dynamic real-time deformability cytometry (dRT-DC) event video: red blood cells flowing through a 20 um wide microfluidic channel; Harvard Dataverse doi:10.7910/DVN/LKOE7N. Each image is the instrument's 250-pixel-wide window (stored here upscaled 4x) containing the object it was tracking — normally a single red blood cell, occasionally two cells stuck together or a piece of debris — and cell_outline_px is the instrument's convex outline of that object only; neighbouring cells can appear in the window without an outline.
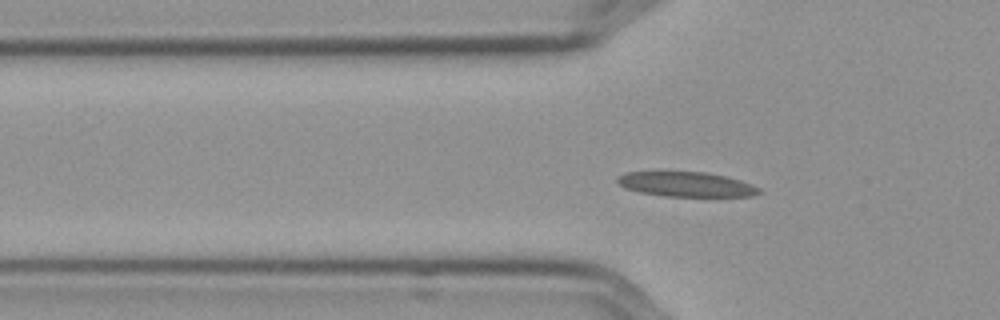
{"species": "Egyptian fruit bat (a non-hibernating species)", "species_latin": "Rousettus aegyptiacus", "temperature_condition": "cold", "stored_images_in_passage": 56, "camera_frame_rate_fps": 3000, "um_per_image_px": 0.085, "frame": {"image": 1, "passage_image": 17, "time_ms": 5.333, "image_size_px": [1000, 320], "cell_outline_px": [[764, 192], [756, 196], [664, 196], [640, 192], [624, 188], [616, 180], [624, 172], [704, 172], [724, 176], [740, 180], [752, 184], [760, 188]], "centroid_in_image_um": [58.38, 15.67], "position_along_channel_um": 67.4, "area_um2": 20.4}}
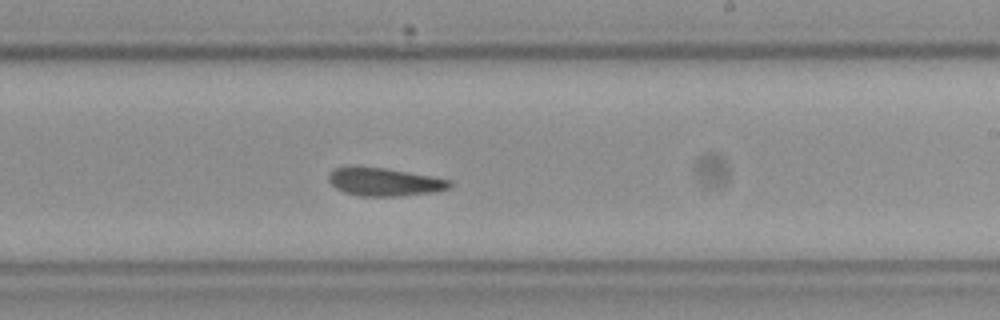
{"frame": {"image": 2, "passage_image": 33, "time_ms": 10.667, "image_size_px": [1000, 320], "cell_outline_px": [[452, 184], [448, 188], [436, 192], [400, 196], [360, 196], [344, 192], [336, 188], [328, 180], [328, 172], [332, 168], [352, 164], [356, 164], [384, 168], [428, 176], [448, 180]], "centroid_in_image_um": [32.55, 15.43], "position_along_channel_um": 256.5, "area_um2": 20.11}}
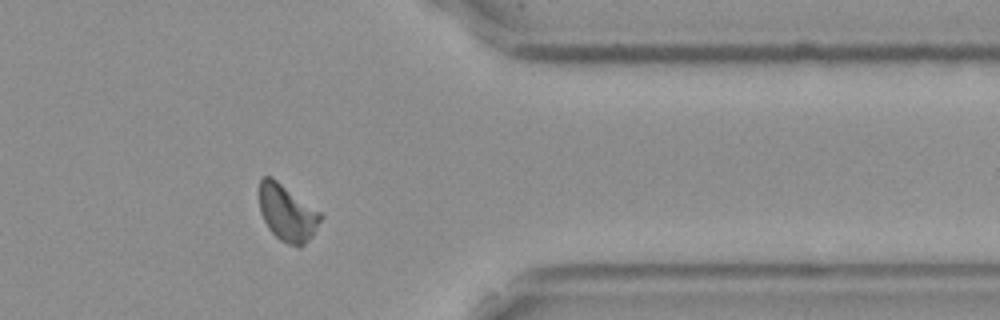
{"frame": {"image": 3, "passage_image": 45, "time_ms": 14.667, "image_size_px": [1000, 320], "cell_outline_px": [[324, 216], [312, 236], [300, 248], [288, 244], [280, 240], [268, 228], [260, 212], [260, 180], [264, 176], [272, 176], [320, 212]], "centroid_in_image_um": [24.42, 18.11], "position_along_channel_um": 387.0, "area_um2": 20.11}, "authors_computed_cell_mechanics": {"area_um2": 20.2589, "velocity_mm_per_s": 3.559, "shape_relaxation_time_tau1_ms": null, "shape_relaxation_time_tau2_ms": 1.8995, "deformation_change_tau1": null, "deformation_change_tau2": 0.0846}}